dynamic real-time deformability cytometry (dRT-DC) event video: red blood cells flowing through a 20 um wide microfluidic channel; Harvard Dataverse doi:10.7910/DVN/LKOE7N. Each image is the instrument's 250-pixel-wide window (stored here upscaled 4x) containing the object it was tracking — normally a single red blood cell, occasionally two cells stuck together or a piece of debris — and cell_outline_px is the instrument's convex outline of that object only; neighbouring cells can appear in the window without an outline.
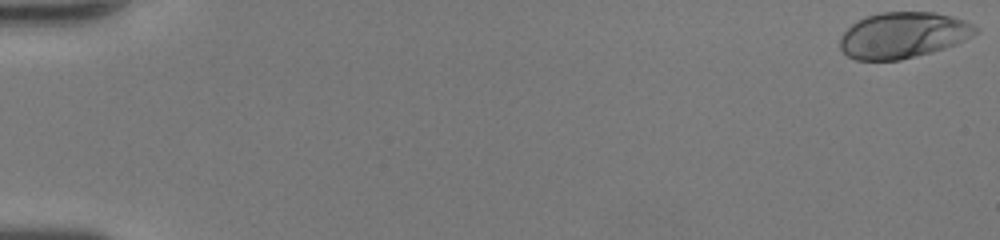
{"species": "human", "species_latin": "Homo sapiens", "temperature_condition": "room temperature", "stored_images_in_passage": 46, "camera_frame_rate_fps": 3000, "um_per_image_px": 0.085, "donor": {"sex": "female"}, "frame": {"image": 1, "passage_image": 1, "time_ms": 0.0, "image_size_px": [1000, 240], "cell_outline_px": [[980, 28], [976, 32], [964, 40], [956, 44], [932, 52], [900, 60], [856, 60], [848, 56], [840, 48], [840, 36], [852, 24], [868, 16], [880, 12], [932, 12], [952, 16], [964, 20]], "centroid_in_image_um": [76.76, 2.99], "position_along_channel_um": 8.2, "area_um2": 36.13}}
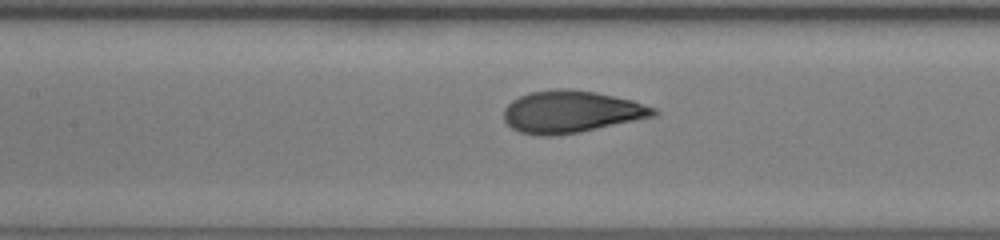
{"frame": {"image": 2, "passage_image": 25, "time_ms": 8.0, "image_size_px": [1000, 240], "cell_outline_px": [[660, 112], [656, 116], [580, 132], [548, 136], [536, 136], [520, 132], [512, 128], [504, 120], [504, 108], [512, 100], [520, 96], [532, 92], [556, 88], [572, 88], [596, 92], [632, 100], [656, 108]], "centroid_in_image_um": [48.56, 9.49], "position_along_channel_um": 158.8, "area_um2": 36.93}}
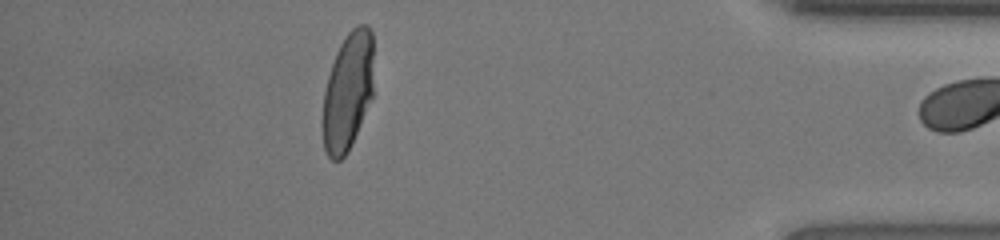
{"frame": {"image": 3, "passage_image": 45, "time_ms": 14.667, "image_size_px": [1000, 240], "cell_outline_px": [[372, 96], [356, 132], [344, 156], [340, 160], [332, 160], [328, 156], [324, 148], [320, 124], [320, 120], [324, 92], [328, 76], [336, 52], [340, 44], [348, 32], [352, 28], [360, 24], [364, 24], [372, 32]], "centroid_in_image_um": [29.51, 7.78], "position_along_channel_um": 405.7, "area_um2": 34.91}}